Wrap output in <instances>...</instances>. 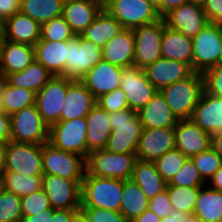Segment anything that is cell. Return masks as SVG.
I'll return each instance as SVG.
<instances>
[{
	"label": "cell",
	"mask_w": 222,
	"mask_h": 222,
	"mask_svg": "<svg viewBox=\"0 0 222 222\" xmlns=\"http://www.w3.org/2000/svg\"><path fill=\"white\" fill-rule=\"evenodd\" d=\"M187 159L177 148H174L156 159L154 163L163 180L169 183Z\"/></svg>",
	"instance_id": "cell-40"
},
{
	"label": "cell",
	"mask_w": 222,
	"mask_h": 222,
	"mask_svg": "<svg viewBox=\"0 0 222 222\" xmlns=\"http://www.w3.org/2000/svg\"><path fill=\"white\" fill-rule=\"evenodd\" d=\"M103 9L100 0H65L62 17L75 35H81Z\"/></svg>",
	"instance_id": "cell-21"
},
{
	"label": "cell",
	"mask_w": 222,
	"mask_h": 222,
	"mask_svg": "<svg viewBox=\"0 0 222 222\" xmlns=\"http://www.w3.org/2000/svg\"><path fill=\"white\" fill-rule=\"evenodd\" d=\"M135 39L133 29L124 28L102 48V60L122 68L134 66Z\"/></svg>",
	"instance_id": "cell-24"
},
{
	"label": "cell",
	"mask_w": 222,
	"mask_h": 222,
	"mask_svg": "<svg viewBox=\"0 0 222 222\" xmlns=\"http://www.w3.org/2000/svg\"><path fill=\"white\" fill-rule=\"evenodd\" d=\"M35 60L42 64L53 76L64 73L67 61V41L52 42L40 40L34 45Z\"/></svg>",
	"instance_id": "cell-30"
},
{
	"label": "cell",
	"mask_w": 222,
	"mask_h": 222,
	"mask_svg": "<svg viewBox=\"0 0 222 222\" xmlns=\"http://www.w3.org/2000/svg\"><path fill=\"white\" fill-rule=\"evenodd\" d=\"M96 104L97 99L86 86L80 80H74L68 86L60 121L85 118Z\"/></svg>",
	"instance_id": "cell-23"
},
{
	"label": "cell",
	"mask_w": 222,
	"mask_h": 222,
	"mask_svg": "<svg viewBox=\"0 0 222 222\" xmlns=\"http://www.w3.org/2000/svg\"><path fill=\"white\" fill-rule=\"evenodd\" d=\"M123 29L122 25L113 16L105 9H102L93 23L83 31L81 36L103 48L107 42L118 35Z\"/></svg>",
	"instance_id": "cell-32"
},
{
	"label": "cell",
	"mask_w": 222,
	"mask_h": 222,
	"mask_svg": "<svg viewBox=\"0 0 222 222\" xmlns=\"http://www.w3.org/2000/svg\"><path fill=\"white\" fill-rule=\"evenodd\" d=\"M163 19L166 26L191 38L209 23L203 7L191 2L172 9Z\"/></svg>",
	"instance_id": "cell-17"
},
{
	"label": "cell",
	"mask_w": 222,
	"mask_h": 222,
	"mask_svg": "<svg viewBox=\"0 0 222 222\" xmlns=\"http://www.w3.org/2000/svg\"><path fill=\"white\" fill-rule=\"evenodd\" d=\"M65 0H21L20 12L40 25L62 16Z\"/></svg>",
	"instance_id": "cell-36"
},
{
	"label": "cell",
	"mask_w": 222,
	"mask_h": 222,
	"mask_svg": "<svg viewBox=\"0 0 222 222\" xmlns=\"http://www.w3.org/2000/svg\"><path fill=\"white\" fill-rule=\"evenodd\" d=\"M11 116V141L43 145L49 142L50 127L42 119L35 104Z\"/></svg>",
	"instance_id": "cell-7"
},
{
	"label": "cell",
	"mask_w": 222,
	"mask_h": 222,
	"mask_svg": "<svg viewBox=\"0 0 222 222\" xmlns=\"http://www.w3.org/2000/svg\"><path fill=\"white\" fill-rule=\"evenodd\" d=\"M121 75L122 67L101 60L80 81L98 99L103 94L120 88Z\"/></svg>",
	"instance_id": "cell-19"
},
{
	"label": "cell",
	"mask_w": 222,
	"mask_h": 222,
	"mask_svg": "<svg viewBox=\"0 0 222 222\" xmlns=\"http://www.w3.org/2000/svg\"><path fill=\"white\" fill-rule=\"evenodd\" d=\"M161 56L187 63L193 70L192 38L165 25L161 41Z\"/></svg>",
	"instance_id": "cell-29"
},
{
	"label": "cell",
	"mask_w": 222,
	"mask_h": 222,
	"mask_svg": "<svg viewBox=\"0 0 222 222\" xmlns=\"http://www.w3.org/2000/svg\"><path fill=\"white\" fill-rule=\"evenodd\" d=\"M73 81L66 77L54 76L36 93L35 105L49 127L60 122V113L66 101L67 89Z\"/></svg>",
	"instance_id": "cell-12"
},
{
	"label": "cell",
	"mask_w": 222,
	"mask_h": 222,
	"mask_svg": "<svg viewBox=\"0 0 222 222\" xmlns=\"http://www.w3.org/2000/svg\"><path fill=\"white\" fill-rule=\"evenodd\" d=\"M193 44V71L203 73L219 64L222 50V25L208 23L195 37Z\"/></svg>",
	"instance_id": "cell-8"
},
{
	"label": "cell",
	"mask_w": 222,
	"mask_h": 222,
	"mask_svg": "<svg viewBox=\"0 0 222 222\" xmlns=\"http://www.w3.org/2000/svg\"><path fill=\"white\" fill-rule=\"evenodd\" d=\"M219 64H222V50H221V55H220V58H219Z\"/></svg>",
	"instance_id": "cell-68"
},
{
	"label": "cell",
	"mask_w": 222,
	"mask_h": 222,
	"mask_svg": "<svg viewBox=\"0 0 222 222\" xmlns=\"http://www.w3.org/2000/svg\"><path fill=\"white\" fill-rule=\"evenodd\" d=\"M52 77L54 76L50 71L38 61L34 60L23 71L9 74L7 80L11 86L29 89L37 93Z\"/></svg>",
	"instance_id": "cell-33"
},
{
	"label": "cell",
	"mask_w": 222,
	"mask_h": 222,
	"mask_svg": "<svg viewBox=\"0 0 222 222\" xmlns=\"http://www.w3.org/2000/svg\"><path fill=\"white\" fill-rule=\"evenodd\" d=\"M201 187L193 214L201 222H212L222 219V192L211 187Z\"/></svg>",
	"instance_id": "cell-35"
},
{
	"label": "cell",
	"mask_w": 222,
	"mask_h": 222,
	"mask_svg": "<svg viewBox=\"0 0 222 222\" xmlns=\"http://www.w3.org/2000/svg\"><path fill=\"white\" fill-rule=\"evenodd\" d=\"M137 114L143 128L175 127L179 121L169 108L160 91Z\"/></svg>",
	"instance_id": "cell-28"
},
{
	"label": "cell",
	"mask_w": 222,
	"mask_h": 222,
	"mask_svg": "<svg viewBox=\"0 0 222 222\" xmlns=\"http://www.w3.org/2000/svg\"><path fill=\"white\" fill-rule=\"evenodd\" d=\"M174 148H176L174 127L143 128L136 149V159L154 162Z\"/></svg>",
	"instance_id": "cell-15"
},
{
	"label": "cell",
	"mask_w": 222,
	"mask_h": 222,
	"mask_svg": "<svg viewBox=\"0 0 222 222\" xmlns=\"http://www.w3.org/2000/svg\"><path fill=\"white\" fill-rule=\"evenodd\" d=\"M42 189L53 209H81V185L56 175H43Z\"/></svg>",
	"instance_id": "cell-16"
},
{
	"label": "cell",
	"mask_w": 222,
	"mask_h": 222,
	"mask_svg": "<svg viewBox=\"0 0 222 222\" xmlns=\"http://www.w3.org/2000/svg\"><path fill=\"white\" fill-rule=\"evenodd\" d=\"M103 3V6L109 1V0H100Z\"/></svg>",
	"instance_id": "cell-69"
},
{
	"label": "cell",
	"mask_w": 222,
	"mask_h": 222,
	"mask_svg": "<svg viewBox=\"0 0 222 222\" xmlns=\"http://www.w3.org/2000/svg\"><path fill=\"white\" fill-rule=\"evenodd\" d=\"M36 93L29 89L18 88L7 83L2 96V111L12 115L21 109L35 104Z\"/></svg>",
	"instance_id": "cell-38"
},
{
	"label": "cell",
	"mask_w": 222,
	"mask_h": 222,
	"mask_svg": "<svg viewBox=\"0 0 222 222\" xmlns=\"http://www.w3.org/2000/svg\"><path fill=\"white\" fill-rule=\"evenodd\" d=\"M171 186L181 187H202L205 181L202 179L199 170L190 158L186 160L182 168L175 174L168 183Z\"/></svg>",
	"instance_id": "cell-44"
},
{
	"label": "cell",
	"mask_w": 222,
	"mask_h": 222,
	"mask_svg": "<svg viewBox=\"0 0 222 222\" xmlns=\"http://www.w3.org/2000/svg\"><path fill=\"white\" fill-rule=\"evenodd\" d=\"M188 2H191L193 4L199 5V6H204L206 3V0H188Z\"/></svg>",
	"instance_id": "cell-66"
},
{
	"label": "cell",
	"mask_w": 222,
	"mask_h": 222,
	"mask_svg": "<svg viewBox=\"0 0 222 222\" xmlns=\"http://www.w3.org/2000/svg\"><path fill=\"white\" fill-rule=\"evenodd\" d=\"M211 135L222 130V97L202 91L190 118Z\"/></svg>",
	"instance_id": "cell-22"
},
{
	"label": "cell",
	"mask_w": 222,
	"mask_h": 222,
	"mask_svg": "<svg viewBox=\"0 0 222 222\" xmlns=\"http://www.w3.org/2000/svg\"><path fill=\"white\" fill-rule=\"evenodd\" d=\"M143 71L158 91L170 84L187 78L194 72L192 67L187 63L163 57L151 63Z\"/></svg>",
	"instance_id": "cell-20"
},
{
	"label": "cell",
	"mask_w": 222,
	"mask_h": 222,
	"mask_svg": "<svg viewBox=\"0 0 222 222\" xmlns=\"http://www.w3.org/2000/svg\"><path fill=\"white\" fill-rule=\"evenodd\" d=\"M7 83H8L7 77L0 73V110H2V105H1L2 96L4 88L6 87Z\"/></svg>",
	"instance_id": "cell-62"
},
{
	"label": "cell",
	"mask_w": 222,
	"mask_h": 222,
	"mask_svg": "<svg viewBox=\"0 0 222 222\" xmlns=\"http://www.w3.org/2000/svg\"><path fill=\"white\" fill-rule=\"evenodd\" d=\"M131 180L142 189L149 200L163 192L167 186L155 163L149 161H135Z\"/></svg>",
	"instance_id": "cell-31"
},
{
	"label": "cell",
	"mask_w": 222,
	"mask_h": 222,
	"mask_svg": "<svg viewBox=\"0 0 222 222\" xmlns=\"http://www.w3.org/2000/svg\"><path fill=\"white\" fill-rule=\"evenodd\" d=\"M203 9L209 23L222 25V0H206Z\"/></svg>",
	"instance_id": "cell-50"
},
{
	"label": "cell",
	"mask_w": 222,
	"mask_h": 222,
	"mask_svg": "<svg viewBox=\"0 0 222 222\" xmlns=\"http://www.w3.org/2000/svg\"><path fill=\"white\" fill-rule=\"evenodd\" d=\"M110 114L96 104L85 117L87 122V156L92 151L105 149L111 135Z\"/></svg>",
	"instance_id": "cell-25"
},
{
	"label": "cell",
	"mask_w": 222,
	"mask_h": 222,
	"mask_svg": "<svg viewBox=\"0 0 222 222\" xmlns=\"http://www.w3.org/2000/svg\"><path fill=\"white\" fill-rule=\"evenodd\" d=\"M7 143L0 142V178L3 176L6 166Z\"/></svg>",
	"instance_id": "cell-59"
},
{
	"label": "cell",
	"mask_w": 222,
	"mask_h": 222,
	"mask_svg": "<svg viewBox=\"0 0 222 222\" xmlns=\"http://www.w3.org/2000/svg\"><path fill=\"white\" fill-rule=\"evenodd\" d=\"M5 41V34H4V26L3 23H0V54Z\"/></svg>",
	"instance_id": "cell-64"
},
{
	"label": "cell",
	"mask_w": 222,
	"mask_h": 222,
	"mask_svg": "<svg viewBox=\"0 0 222 222\" xmlns=\"http://www.w3.org/2000/svg\"><path fill=\"white\" fill-rule=\"evenodd\" d=\"M3 189L19 197L27 196L42 189L43 175L25 176L5 170L2 176Z\"/></svg>",
	"instance_id": "cell-37"
},
{
	"label": "cell",
	"mask_w": 222,
	"mask_h": 222,
	"mask_svg": "<svg viewBox=\"0 0 222 222\" xmlns=\"http://www.w3.org/2000/svg\"><path fill=\"white\" fill-rule=\"evenodd\" d=\"M23 216H34L44 210L52 208L50 200L43 189L21 197Z\"/></svg>",
	"instance_id": "cell-45"
},
{
	"label": "cell",
	"mask_w": 222,
	"mask_h": 222,
	"mask_svg": "<svg viewBox=\"0 0 222 222\" xmlns=\"http://www.w3.org/2000/svg\"><path fill=\"white\" fill-rule=\"evenodd\" d=\"M55 209L49 208L34 216H23L21 222H50Z\"/></svg>",
	"instance_id": "cell-53"
},
{
	"label": "cell",
	"mask_w": 222,
	"mask_h": 222,
	"mask_svg": "<svg viewBox=\"0 0 222 222\" xmlns=\"http://www.w3.org/2000/svg\"><path fill=\"white\" fill-rule=\"evenodd\" d=\"M86 215L88 222H127L124 216L114 210L102 208H81Z\"/></svg>",
	"instance_id": "cell-48"
},
{
	"label": "cell",
	"mask_w": 222,
	"mask_h": 222,
	"mask_svg": "<svg viewBox=\"0 0 222 222\" xmlns=\"http://www.w3.org/2000/svg\"><path fill=\"white\" fill-rule=\"evenodd\" d=\"M43 175H56L82 184L86 172L85 158L81 155L43 144Z\"/></svg>",
	"instance_id": "cell-6"
},
{
	"label": "cell",
	"mask_w": 222,
	"mask_h": 222,
	"mask_svg": "<svg viewBox=\"0 0 222 222\" xmlns=\"http://www.w3.org/2000/svg\"><path fill=\"white\" fill-rule=\"evenodd\" d=\"M123 181L90 176L86 172L81 184V208H102L120 212Z\"/></svg>",
	"instance_id": "cell-1"
},
{
	"label": "cell",
	"mask_w": 222,
	"mask_h": 222,
	"mask_svg": "<svg viewBox=\"0 0 222 222\" xmlns=\"http://www.w3.org/2000/svg\"><path fill=\"white\" fill-rule=\"evenodd\" d=\"M97 104L108 113L129 109L126 95L121 88L110 93L103 94L97 99Z\"/></svg>",
	"instance_id": "cell-46"
},
{
	"label": "cell",
	"mask_w": 222,
	"mask_h": 222,
	"mask_svg": "<svg viewBox=\"0 0 222 222\" xmlns=\"http://www.w3.org/2000/svg\"><path fill=\"white\" fill-rule=\"evenodd\" d=\"M166 190L172 208L184 213H193L201 187L171 186L167 183Z\"/></svg>",
	"instance_id": "cell-39"
},
{
	"label": "cell",
	"mask_w": 222,
	"mask_h": 222,
	"mask_svg": "<svg viewBox=\"0 0 222 222\" xmlns=\"http://www.w3.org/2000/svg\"><path fill=\"white\" fill-rule=\"evenodd\" d=\"M3 190V183H2V178H0V193Z\"/></svg>",
	"instance_id": "cell-67"
},
{
	"label": "cell",
	"mask_w": 222,
	"mask_h": 222,
	"mask_svg": "<svg viewBox=\"0 0 222 222\" xmlns=\"http://www.w3.org/2000/svg\"><path fill=\"white\" fill-rule=\"evenodd\" d=\"M112 127L106 150L112 153H136L143 125L138 114L131 109L109 113Z\"/></svg>",
	"instance_id": "cell-2"
},
{
	"label": "cell",
	"mask_w": 222,
	"mask_h": 222,
	"mask_svg": "<svg viewBox=\"0 0 222 222\" xmlns=\"http://www.w3.org/2000/svg\"><path fill=\"white\" fill-rule=\"evenodd\" d=\"M166 23L163 18L133 29L135 39L134 66L144 70L161 58V41Z\"/></svg>",
	"instance_id": "cell-10"
},
{
	"label": "cell",
	"mask_w": 222,
	"mask_h": 222,
	"mask_svg": "<svg viewBox=\"0 0 222 222\" xmlns=\"http://www.w3.org/2000/svg\"><path fill=\"white\" fill-rule=\"evenodd\" d=\"M174 130L176 148L187 158L191 159L212 146V135L191 119L179 120Z\"/></svg>",
	"instance_id": "cell-18"
},
{
	"label": "cell",
	"mask_w": 222,
	"mask_h": 222,
	"mask_svg": "<svg viewBox=\"0 0 222 222\" xmlns=\"http://www.w3.org/2000/svg\"><path fill=\"white\" fill-rule=\"evenodd\" d=\"M21 197L2 190L0 193V222H21Z\"/></svg>",
	"instance_id": "cell-42"
},
{
	"label": "cell",
	"mask_w": 222,
	"mask_h": 222,
	"mask_svg": "<svg viewBox=\"0 0 222 222\" xmlns=\"http://www.w3.org/2000/svg\"><path fill=\"white\" fill-rule=\"evenodd\" d=\"M181 215H184V212L173 209L168 216L161 218L160 222H181Z\"/></svg>",
	"instance_id": "cell-60"
},
{
	"label": "cell",
	"mask_w": 222,
	"mask_h": 222,
	"mask_svg": "<svg viewBox=\"0 0 222 222\" xmlns=\"http://www.w3.org/2000/svg\"><path fill=\"white\" fill-rule=\"evenodd\" d=\"M68 54L62 77L81 80L102 60V48L81 35L67 41Z\"/></svg>",
	"instance_id": "cell-5"
},
{
	"label": "cell",
	"mask_w": 222,
	"mask_h": 222,
	"mask_svg": "<svg viewBox=\"0 0 222 222\" xmlns=\"http://www.w3.org/2000/svg\"><path fill=\"white\" fill-rule=\"evenodd\" d=\"M204 91L222 97V64H217L202 73Z\"/></svg>",
	"instance_id": "cell-47"
},
{
	"label": "cell",
	"mask_w": 222,
	"mask_h": 222,
	"mask_svg": "<svg viewBox=\"0 0 222 222\" xmlns=\"http://www.w3.org/2000/svg\"><path fill=\"white\" fill-rule=\"evenodd\" d=\"M211 147L222 157V130L212 135Z\"/></svg>",
	"instance_id": "cell-58"
},
{
	"label": "cell",
	"mask_w": 222,
	"mask_h": 222,
	"mask_svg": "<svg viewBox=\"0 0 222 222\" xmlns=\"http://www.w3.org/2000/svg\"><path fill=\"white\" fill-rule=\"evenodd\" d=\"M203 90L202 73L193 72L187 78L162 88L160 92L176 118L184 120L192 117Z\"/></svg>",
	"instance_id": "cell-3"
},
{
	"label": "cell",
	"mask_w": 222,
	"mask_h": 222,
	"mask_svg": "<svg viewBox=\"0 0 222 222\" xmlns=\"http://www.w3.org/2000/svg\"><path fill=\"white\" fill-rule=\"evenodd\" d=\"M43 145L9 141L5 170L21 175H43Z\"/></svg>",
	"instance_id": "cell-13"
},
{
	"label": "cell",
	"mask_w": 222,
	"mask_h": 222,
	"mask_svg": "<svg viewBox=\"0 0 222 222\" xmlns=\"http://www.w3.org/2000/svg\"><path fill=\"white\" fill-rule=\"evenodd\" d=\"M34 60V46L5 40L0 54V73L7 77L23 71Z\"/></svg>",
	"instance_id": "cell-27"
},
{
	"label": "cell",
	"mask_w": 222,
	"mask_h": 222,
	"mask_svg": "<svg viewBox=\"0 0 222 222\" xmlns=\"http://www.w3.org/2000/svg\"><path fill=\"white\" fill-rule=\"evenodd\" d=\"M103 9L126 29L150 24L161 18L157 9L146 0H109Z\"/></svg>",
	"instance_id": "cell-9"
},
{
	"label": "cell",
	"mask_w": 222,
	"mask_h": 222,
	"mask_svg": "<svg viewBox=\"0 0 222 222\" xmlns=\"http://www.w3.org/2000/svg\"><path fill=\"white\" fill-rule=\"evenodd\" d=\"M75 34L72 32L70 25L60 16L41 25V39L60 42L72 39Z\"/></svg>",
	"instance_id": "cell-41"
},
{
	"label": "cell",
	"mask_w": 222,
	"mask_h": 222,
	"mask_svg": "<svg viewBox=\"0 0 222 222\" xmlns=\"http://www.w3.org/2000/svg\"><path fill=\"white\" fill-rule=\"evenodd\" d=\"M11 141V116L0 110V142Z\"/></svg>",
	"instance_id": "cell-52"
},
{
	"label": "cell",
	"mask_w": 222,
	"mask_h": 222,
	"mask_svg": "<svg viewBox=\"0 0 222 222\" xmlns=\"http://www.w3.org/2000/svg\"><path fill=\"white\" fill-rule=\"evenodd\" d=\"M5 40L34 46L41 38V25L19 12L3 22Z\"/></svg>",
	"instance_id": "cell-26"
},
{
	"label": "cell",
	"mask_w": 222,
	"mask_h": 222,
	"mask_svg": "<svg viewBox=\"0 0 222 222\" xmlns=\"http://www.w3.org/2000/svg\"><path fill=\"white\" fill-rule=\"evenodd\" d=\"M181 222H201L193 213L181 215Z\"/></svg>",
	"instance_id": "cell-63"
},
{
	"label": "cell",
	"mask_w": 222,
	"mask_h": 222,
	"mask_svg": "<svg viewBox=\"0 0 222 222\" xmlns=\"http://www.w3.org/2000/svg\"><path fill=\"white\" fill-rule=\"evenodd\" d=\"M146 1L149 2L151 5H153L157 9V12L160 16V0H146Z\"/></svg>",
	"instance_id": "cell-65"
},
{
	"label": "cell",
	"mask_w": 222,
	"mask_h": 222,
	"mask_svg": "<svg viewBox=\"0 0 222 222\" xmlns=\"http://www.w3.org/2000/svg\"><path fill=\"white\" fill-rule=\"evenodd\" d=\"M136 160V153L116 154L106 149L92 151L85 159L86 173L126 181L131 179Z\"/></svg>",
	"instance_id": "cell-4"
},
{
	"label": "cell",
	"mask_w": 222,
	"mask_h": 222,
	"mask_svg": "<svg viewBox=\"0 0 222 222\" xmlns=\"http://www.w3.org/2000/svg\"><path fill=\"white\" fill-rule=\"evenodd\" d=\"M148 209L156 214L160 219L168 216L173 210L169 200L168 191L165 189L153 199L149 200Z\"/></svg>",
	"instance_id": "cell-49"
},
{
	"label": "cell",
	"mask_w": 222,
	"mask_h": 222,
	"mask_svg": "<svg viewBox=\"0 0 222 222\" xmlns=\"http://www.w3.org/2000/svg\"><path fill=\"white\" fill-rule=\"evenodd\" d=\"M21 0H0V22L20 12Z\"/></svg>",
	"instance_id": "cell-51"
},
{
	"label": "cell",
	"mask_w": 222,
	"mask_h": 222,
	"mask_svg": "<svg viewBox=\"0 0 222 222\" xmlns=\"http://www.w3.org/2000/svg\"><path fill=\"white\" fill-rule=\"evenodd\" d=\"M188 0H160V17L163 18L172 9L177 8Z\"/></svg>",
	"instance_id": "cell-54"
},
{
	"label": "cell",
	"mask_w": 222,
	"mask_h": 222,
	"mask_svg": "<svg viewBox=\"0 0 222 222\" xmlns=\"http://www.w3.org/2000/svg\"><path fill=\"white\" fill-rule=\"evenodd\" d=\"M191 160L205 182L209 181L214 173L222 167V157L212 147L192 157Z\"/></svg>",
	"instance_id": "cell-43"
},
{
	"label": "cell",
	"mask_w": 222,
	"mask_h": 222,
	"mask_svg": "<svg viewBox=\"0 0 222 222\" xmlns=\"http://www.w3.org/2000/svg\"><path fill=\"white\" fill-rule=\"evenodd\" d=\"M149 199L142 189L131 179L123 181L122 201L120 213L127 222L140 216L148 209Z\"/></svg>",
	"instance_id": "cell-34"
},
{
	"label": "cell",
	"mask_w": 222,
	"mask_h": 222,
	"mask_svg": "<svg viewBox=\"0 0 222 222\" xmlns=\"http://www.w3.org/2000/svg\"><path fill=\"white\" fill-rule=\"evenodd\" d=\"M211 181V188L222 192V167H220L209 180Z\"/></svg>",
	"instance_id": "cell-57"
},
{
	"label": "cell",
	"mask_w": 222,
	"mask_h": 222,
	"mask_svg": "<svg viewBox=\"0 0 222 222\" xmlns=\"http://www.w3.org/2000/svg\"><path fill=\"white\" fill-rule=\"evenodd\" d=\"M49 143L54 147L87 158V122L77 118L50 126Z\"/></svg>",
	"instance_id": "cell-11"
},
{
	"label": "cell",
	"mask_w": 222,
	"mask_h": 222,
	"mask_svg": "<svg viewBox=\"0 0 222 222\" xmlns=\"http://www.w3.org/2000/svg\"><path fill=\"white\" fill-rule=\"evenodd\" d=\"M131 222H160V218L147 209L140 216L135 217Z\"/></svg>",
	"instance_id": "cell-56"
},
{
	"label": "cell",
	"mask_w": 222,
	"mask_h": 222,
	"mask_svg": "<svg viewBox=\"0 0 222 222\" xmlns=\"http://www.w3.org/2000/svg\"><path fill=\"white\" fill-rule=\"evenodd\" d=\"M120 88L126 95L129 109L136 113L143 109L158 92L144 71L136 66L122 68Z\"/></svg>",
	"instance_id": "cell-14"
},
{
	"label": "cell",
	"mask_w": 222,
	"mask_h": 222,
	"mask_svg": "<svg viewBox=\"0 0 222 222\" xmlns=\"http://www.w3.org/2000/svg\"><path fill=\"white\" fill-rule=\"evenodd\" d=\"M70 222H88L86 215L82 209H78L70 219Z\"/></svg>",
	"instance_id": "cell-61"
},
{
	"label": "cell",
	"mask_w": 222,
	"mask_h": 222,
	"mask_svg": "<svg viewBox=\"0 0 222 222\" xmlns=\"http://www.w3.org/2000/svg\"><path fill=\"white\" fill-rule=\"evenodd\" d=\"M78 209H55L53 211V216L50 222H70L71 216Z\"/></svg>",
	"instance_id": "cell-55"
}]
</instances>
